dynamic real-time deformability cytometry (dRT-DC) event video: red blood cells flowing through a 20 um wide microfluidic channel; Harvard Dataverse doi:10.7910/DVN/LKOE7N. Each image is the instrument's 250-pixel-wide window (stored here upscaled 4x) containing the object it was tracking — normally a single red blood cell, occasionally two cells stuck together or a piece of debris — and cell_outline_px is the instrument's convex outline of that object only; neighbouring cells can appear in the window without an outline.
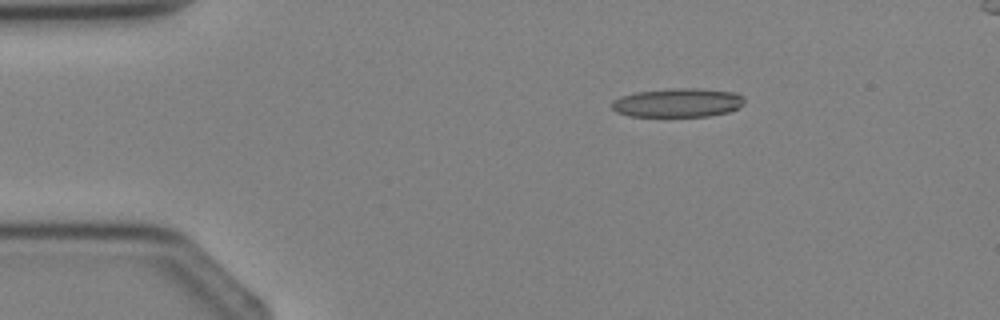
{"species": "Egyptian fruit bat (a non-hibernating species)", "species_latin": "Rousettus aegyptiacus", "temperature_condition": "cold", "stored_images_in_passage": 3, "camera_frame_rate_fps": 3000, "um_per_image_px": 0.085, "animal": {"sex": "female"}, "frame": {"image": 1, "passage_image": 2, "time_ms": 2.0, "image_size_px": [1000, 320], "cell_outline_px": [[744, 104], [728, 112], [708, 116], [628, 116], [616, 112], [612, 108], [612, 100], [620, 96], [636, 92], [676, 88], [696, 88], [736, 92], [744, 96]], "centroid_in_image_um": [57.61, 8.72], "position_along_channel_um": 27.4, "area_um2": 22.37}}